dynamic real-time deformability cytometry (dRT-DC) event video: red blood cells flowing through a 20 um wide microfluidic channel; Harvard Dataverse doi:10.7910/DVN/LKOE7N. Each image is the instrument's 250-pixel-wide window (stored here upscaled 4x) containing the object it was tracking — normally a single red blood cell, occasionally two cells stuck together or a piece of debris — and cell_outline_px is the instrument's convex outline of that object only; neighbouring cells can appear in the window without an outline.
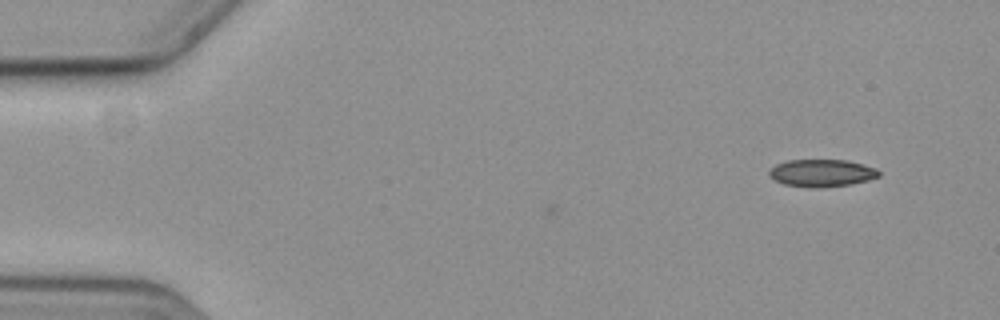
{"species": "common noctule bat (a hibernating species)", "species_latin": "Nyctalus noctula", "temperature_condition": "cold", "stored_images_in_passage": 6, "camera_frame_rate_fps": 3000, "um_per_image_px": 0.085, "animal": {"sex": "female", "body_mass_g": 19.3, "forearm_length_mm": 54.1}, "frame": {"image": 1, "passage_image": 1, "time_ms": 0.0, "image_size_px": [1000, 320], "cell_outline_px": [[880, 176], [868, 180], [848, 184], [784, 184], [768, 176], [768, 172], [776, 164], [788, 160], [848, 160], [864, 164], [876, 168], [880, 172]], "centroid_in_image_um": [69.89, 14.63], "position_along_channel_um": 15.1, "area_um2": 16.47}}